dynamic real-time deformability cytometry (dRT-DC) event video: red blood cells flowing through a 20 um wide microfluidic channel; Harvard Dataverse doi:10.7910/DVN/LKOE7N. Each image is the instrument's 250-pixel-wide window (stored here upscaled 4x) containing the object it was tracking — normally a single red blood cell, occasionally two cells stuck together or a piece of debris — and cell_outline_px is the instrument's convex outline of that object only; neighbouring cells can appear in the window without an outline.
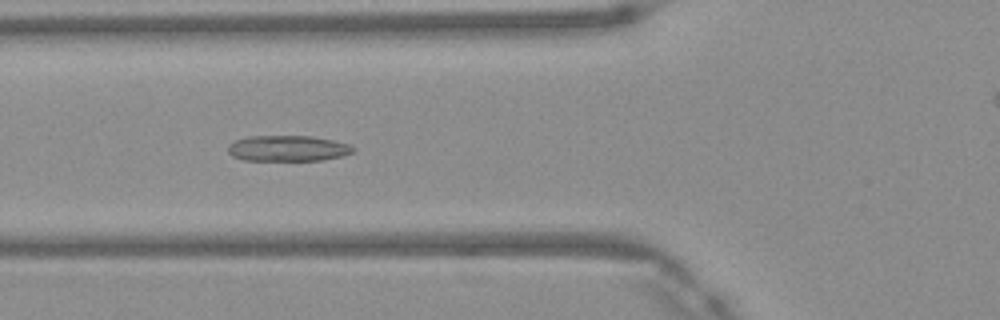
{"species": "Egyptian fruit bat (a non-hibernating species)", "species_latin": "Rousettus aegyptiacus", "temperature_condition": "warm", "stored_images_in_passage": 49, "camera_frame_rate_fps": 3000, "um_per_image_px": 0.085, "frame": {"image": 1, "passage_image": 18, "time_ms": 5.667, "image_size_px": [1000, 320], "cell_outline_px": [[356, 148], [352, 152], [344, 156], [324, 160], [244, 160], [232, 156], [228, 152], [228, 144], [236, 140], [248, 136], [312, 136], [332, 140], [348, 144]], "centroid_in_image_um": [24.47, 12.61], "position_along_channel_um": 101.3, "area_um2": 18.84}}
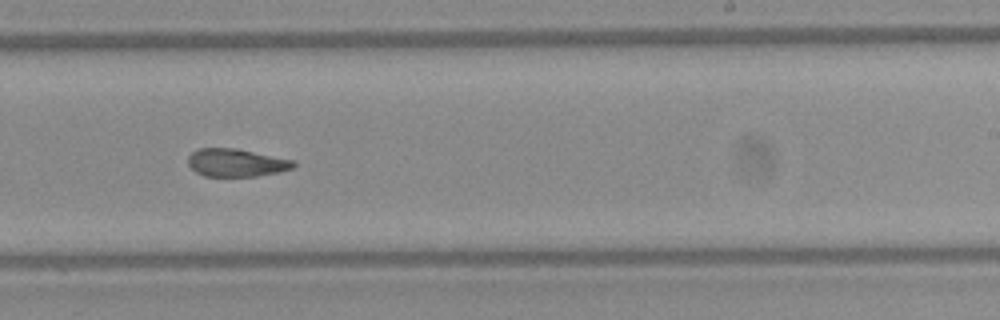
{"frame": {"image": 2, "passage_image": 30, "time_ms": 9.667, "image_size_px": [1000, 320], "cell_outline_px": [[296, 164], [292, 168], [280, 172], [256, 176], [204, 176], [196, 172], [188, 164], [188, 156], [196, 148], [236, 148], [292, 160]], "centroid_in_image_um": [20.04, 13.83], "position_along_channel_um": 269.0, "area_um2": 17.05}}
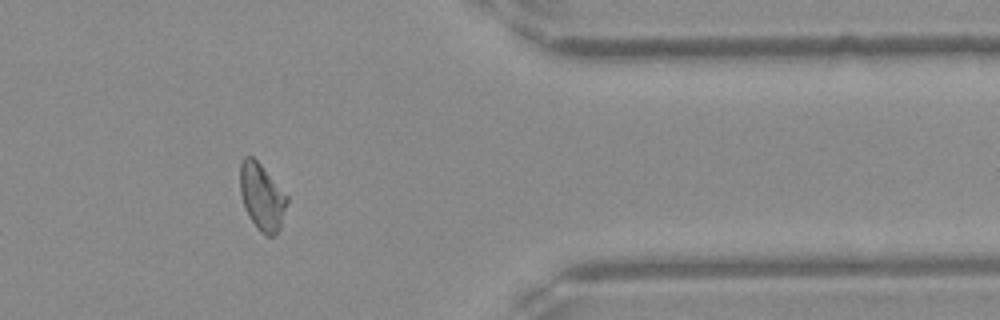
{"frame": {"image": 3, "passage_image": 40, "time_ms": 13.0, "image_size_px": [1000, 320], "cell_outline_px": [[288, 200], [280, 228], [276, 236], [268, 236], [260, 232], [256, 228], [248, 216], [244, 208], [240, 192], [240, 164], [244, 156], [252, 156], [260, 164], [288, 196]], "centroid_in_image_um": [22.25, 16.76], "position_along_channel_um": 389.1, "area_um2": 18.32}, "authors_computed_cell_mechanics": {"area_um2": 18.5538, "velocity_mm_per_s": 4.1818, "shape_relaxation_time_tau1_ms": 11.3464, "shape_relaxation_time_tau2_ms": 2.138, "deformation_change_tau1": 0.2896, "deformation_change_tau2": 0.0994}}